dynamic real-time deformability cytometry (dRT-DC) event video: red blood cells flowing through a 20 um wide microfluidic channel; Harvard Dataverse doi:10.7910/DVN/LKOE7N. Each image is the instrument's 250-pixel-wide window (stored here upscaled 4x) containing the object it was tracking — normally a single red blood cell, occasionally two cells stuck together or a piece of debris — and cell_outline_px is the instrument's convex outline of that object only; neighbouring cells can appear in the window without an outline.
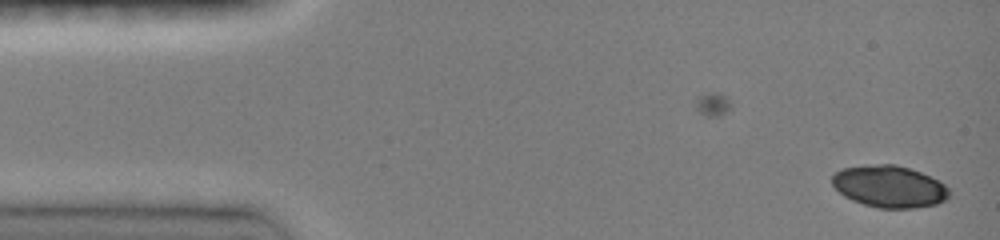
{"species": "common noctule bat (a hibernating species)", "species_latin": "Nyctalus noctula", "temperature_condition": "room temperature", "stored_images_in_passage": 3, "camera_frame_rate_fps": 3000, "um_per_image_px": 0.085, "animal": {"sex": "female", "body_mass_g": 19.0, "forearm_length_mm": 51.5}, "frame": {"image": 1, "passage_image": 3, "time_ms": 1.0, "image_size_px": [1000, 240], "cell_outline_px": [[948, 196], [944, 200], [936, 204], [916, 208], [880, 208], [864, 204], [852, 200], [844, 196], [832, 184], [832, 176], [836, 172], [844, 168], [880, 164], [896, 164], [920, 172], [944, 184], [948, 188]], "centroid_in_image_um": [75.58, 15.86], "position_along_channel_um": 9.4, "area_um2": 28.15}}